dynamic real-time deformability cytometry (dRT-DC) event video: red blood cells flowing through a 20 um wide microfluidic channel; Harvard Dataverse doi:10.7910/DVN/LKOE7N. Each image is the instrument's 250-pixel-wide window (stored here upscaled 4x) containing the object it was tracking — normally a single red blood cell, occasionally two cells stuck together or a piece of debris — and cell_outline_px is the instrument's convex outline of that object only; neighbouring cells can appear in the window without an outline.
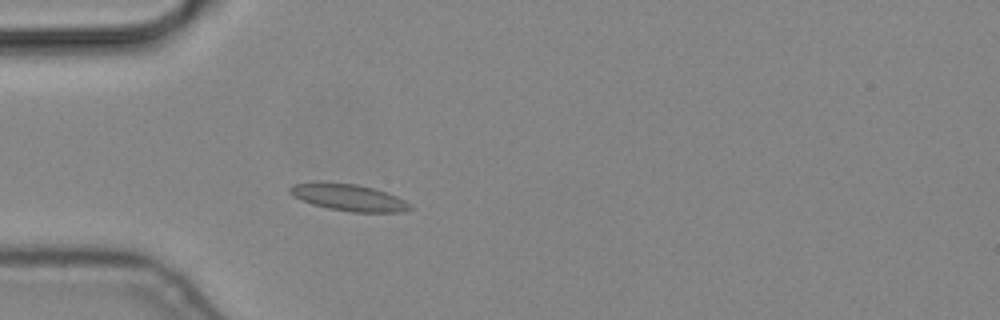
{"species": "common noctule bat (a hibernating species)", "species_latin": "Nyctalus noctula", "temperature_condition": "cold", "stored_images_in_passage": 4, "camera_frame_rate_fps": 3000, "um_per_image_px": 0.085, "animal": {"sex": "male", "body_mass_g": 19.2, "forearm_length_mm": 51.8}, "frame": {"image": 1, "passage_image": 4, "time_ms": 1.0, "image_size_px": [1000, 320], "cell_outline_px": [[412, 208], [404, 212], [352, 212], [328, 208], [312, 204], [292, 196], [288, 192], [288, 188], [292, 184], [316, 180], [320, 180], [356, 184], [372, 188], [396, 196], [412, 204]], "centroid_in_image_um": [29.56, 16.76], "position_along_channel_um": 55.4, "area_um2": 19.13}}